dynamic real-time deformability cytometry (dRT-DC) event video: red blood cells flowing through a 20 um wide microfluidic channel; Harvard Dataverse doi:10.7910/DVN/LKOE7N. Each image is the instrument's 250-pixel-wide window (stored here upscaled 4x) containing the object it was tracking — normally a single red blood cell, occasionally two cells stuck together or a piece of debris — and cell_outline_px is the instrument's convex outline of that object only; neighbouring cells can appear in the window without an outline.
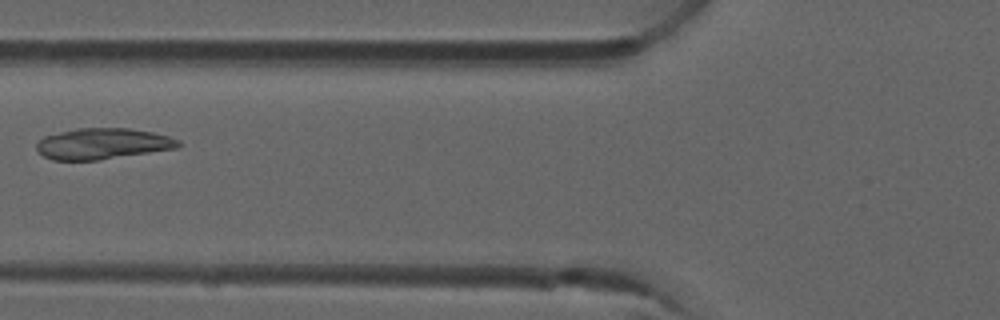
{"species": "common noctule bat (a hibernating species)", "species_latin": "Nyctalus noctula", "temperature_condition": "room temperature", "stored_images_in_passage": 6, "camera_frame_rate_fps": 3000, "um_per_image_px": 0.085, "animal": {"sex": "male", "forearm_length_mm": 52.5}, "frame": {"image": 1, "passage_image": 6, "time_ms": 1.667, "image_size_px": [1000, 320], "cell_outline_px": [[180, 144], [176, 148], [100, 160], [52, 160], [44, 156], [36, 148], [36, 144], [44, 136], [76, 128], [128, 128], [152, 132], [168, 136], [180, 140]], "centroid_in_image_um": [8.71, 12.21], "position_along_channel_um": 117.1, "area_um2": 25.49}}